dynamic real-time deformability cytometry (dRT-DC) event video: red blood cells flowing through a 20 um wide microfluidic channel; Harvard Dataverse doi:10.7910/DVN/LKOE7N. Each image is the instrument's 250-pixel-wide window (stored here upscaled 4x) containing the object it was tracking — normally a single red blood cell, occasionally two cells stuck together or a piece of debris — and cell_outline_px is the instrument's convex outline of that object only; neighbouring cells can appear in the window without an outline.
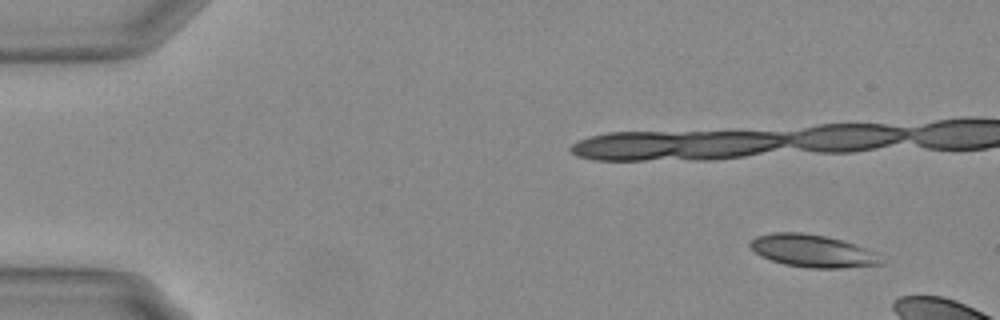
{"species": "Egyptian fruit bat (a non-hibernating species)", "species_latin": "Rousettus aegyptiacus", "temperature_condition": "warm", "stored_images_in_passage": 9, "camera_frame_rate_fps": 3000, "um_per_image_px": 0.085, "animal": {"sex": "female"}, "frame": {"image": 1, "passage_image": 1, "time_ms": 0.0, "image_size_px": [1000, 320], "cell_outline_px": [[884, 264], [840, 268], [808, 268], [784, 264], [772, 260], [756, 252], [748, 244], [756, 236], [772, 232], [800, 232], [824, 236], [840, 240], [876, 252]], "centroid_in_image_um": [69.06, 21.33], "position_along_channel_um": 15.9, "area_um2": 24.45}}